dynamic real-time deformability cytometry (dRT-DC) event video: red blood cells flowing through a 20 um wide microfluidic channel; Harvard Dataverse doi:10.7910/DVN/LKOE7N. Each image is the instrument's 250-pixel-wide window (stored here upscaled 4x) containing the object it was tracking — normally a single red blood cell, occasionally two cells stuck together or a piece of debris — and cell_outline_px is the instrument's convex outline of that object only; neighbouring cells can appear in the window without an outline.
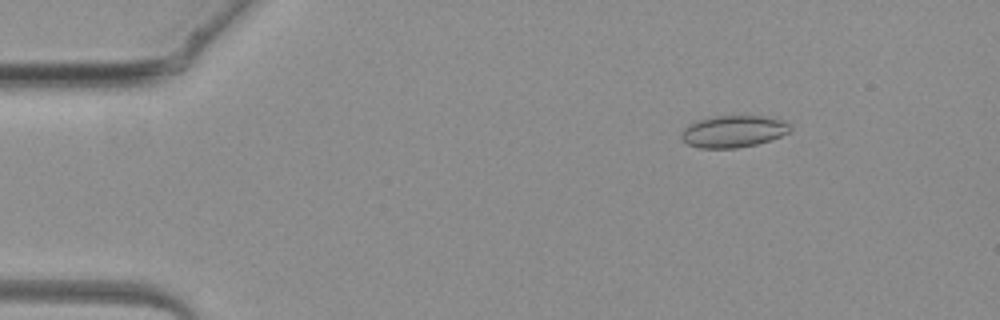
{"species": "common noctule bat (a hibernating species)", "species_latin": "Nyctalus noctula", "temperature_condition": "warm", "stored_images_in_passage": 4, "camera_frame_rate_fps": 3000, "um_per_image_px": 0.085, "animal": {"sex": "female", "body_mass_g": 19.3, "forearm_length_mm": 54.1}, "frame": {"image": 1, "passage_image": 2, "time_ms": 1.333, "image_size_px": [1000, 320], "cell_outline_px": [[792, 128], [788, 132], [780, 136], [756, 144], [736, 148], [700, 148], [688, 144], [680, 136], [680, 132], [688, 124], [696, 120], [712, 116], [764, 116], [784, 120]], "centroid_in_image_um": [62.3, 11.16], "position_along_channel_um": 22.7, "area_um2": 20.23}}
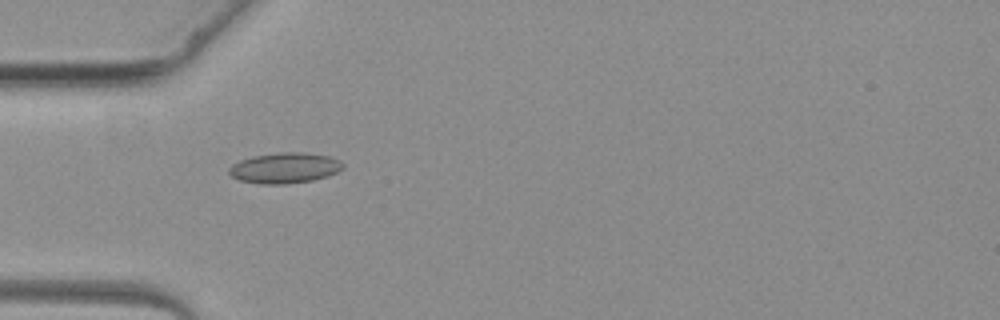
{"frame": {"image": 2, "passage_image": 4, "time_ms": 3.667, "image_size_px": [1000, 320], "cell_outline_px": [[344, 168], [328, 176], [312, 180], [284, 184], [260, 184], [240, 180], [232, 176], [228, 172], [228, 168], [232, 164], [240, 160], [252, 156], [280, 152], [304, 152], [328, 156], [340, 160], [344, 164]], "centroid_in_image_um": [24.2, 14.27], "position_along_channel_um": 60.8, "area_um2": 20.35}}